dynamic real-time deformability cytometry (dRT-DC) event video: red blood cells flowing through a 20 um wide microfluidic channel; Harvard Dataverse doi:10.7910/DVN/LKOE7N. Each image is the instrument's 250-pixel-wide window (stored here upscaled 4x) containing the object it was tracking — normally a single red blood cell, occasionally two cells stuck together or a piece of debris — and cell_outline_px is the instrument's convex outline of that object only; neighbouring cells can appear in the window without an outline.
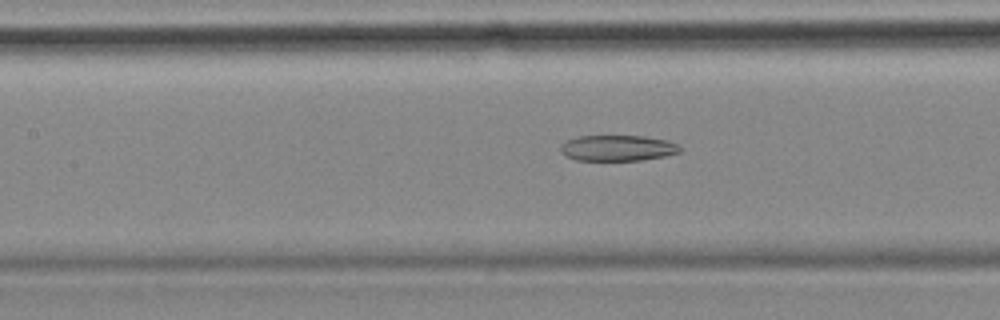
{"species": "common noctule bat (a hibernating species)", "species_latin": "Nyctalus noctula", "temperature_condition": "cold", "stored_images_in_passage": 13, "camera_frame_rate_fps": 3000, "um_per_image_px": 0.085, "animal": {"sex": "female", "body_mass_g": 18.4}, "frame": {"image": 1, "passage_image": 10, "time_ms": 3.0, "image_size_px": [1000, 320], "cell_outline_px": [[680, 152], [664, 156], [640, 160], [576, 160], [564, 156], [560, 152], [560, 144], [576, 136], [644, 136], [668, 140], [676, 144], [680, 148]], "centroid_in_image_um": [52.45, 12.58], "position_along_channel_um": 155.0, "area_um2": 17.98}}